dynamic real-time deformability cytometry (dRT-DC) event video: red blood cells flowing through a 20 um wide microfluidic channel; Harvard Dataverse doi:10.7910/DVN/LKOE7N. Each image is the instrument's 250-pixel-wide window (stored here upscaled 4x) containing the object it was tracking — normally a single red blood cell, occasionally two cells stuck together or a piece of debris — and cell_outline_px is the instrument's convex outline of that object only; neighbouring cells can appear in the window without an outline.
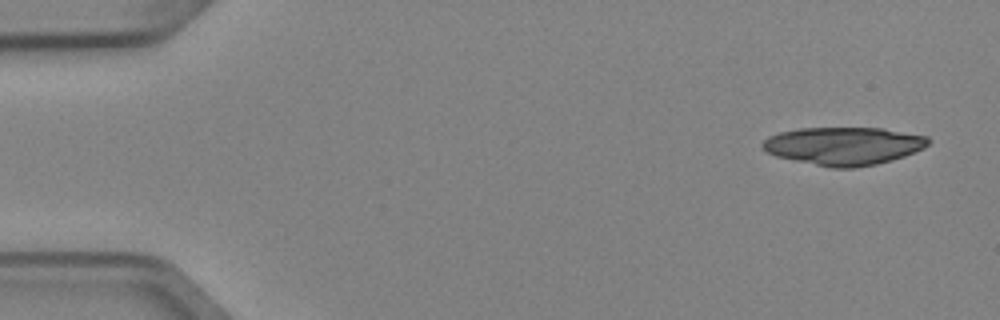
{"species": "Egyptian fruit bat (a non-hibernating species)", "species_latin": "Rousettus aegyptiacus", "temperature_condition": "cold", "stored_images_in_passage": 7, "camera_frame_rate_fps": 3000, "um_per_image_px": 0.085, "animal": {"sex": "female"}, "frame": {"image": 1, "passage_image": 1, "time_ms": 0.0, "image_size_px": [1000, 320], "cell_outline_px": [[932, 140], [924, 148], [904, 156], [892, 160], [876, 164], [856, 168], [832, 168], [776, 156], [768, 152], [760, 144], [768, 136], [780, 132], [800, 128], [884, 128], [928, 136]], "centroid_in_image_um": [71.75, 12.4], "position_along_channel_um": 13.3, "area_um2": 36.7}}
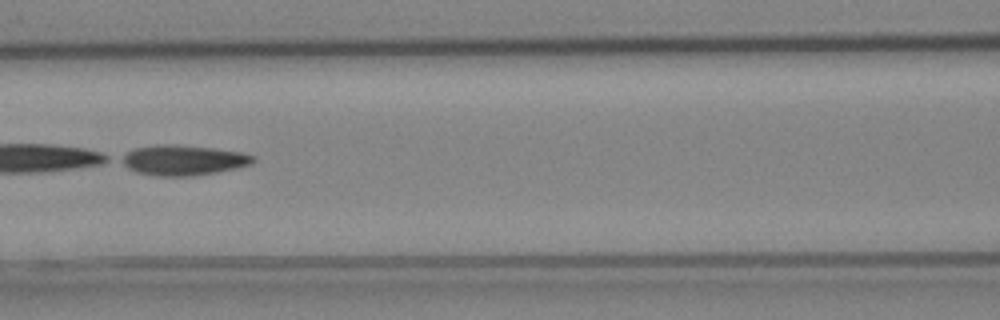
{"frame": {"image": 2, "passage_image": 6, "time_ms": 1.667, "image_size_px": [1000, 320], "cell_outline_px": [[256, 160], [252, 164], [236, 168], [216, 172], [192, 176], [156, 176], [136, 172], [128, 168], [116, 160], [120, 156], [136, 148], [156, 144], [176, 144], [212, 148], [240, 152], [256, 156]], "centroid_in_image_um": [15.54, 13.61], "position_along_channel_um": 151.1, "area_um2": 23.41}}